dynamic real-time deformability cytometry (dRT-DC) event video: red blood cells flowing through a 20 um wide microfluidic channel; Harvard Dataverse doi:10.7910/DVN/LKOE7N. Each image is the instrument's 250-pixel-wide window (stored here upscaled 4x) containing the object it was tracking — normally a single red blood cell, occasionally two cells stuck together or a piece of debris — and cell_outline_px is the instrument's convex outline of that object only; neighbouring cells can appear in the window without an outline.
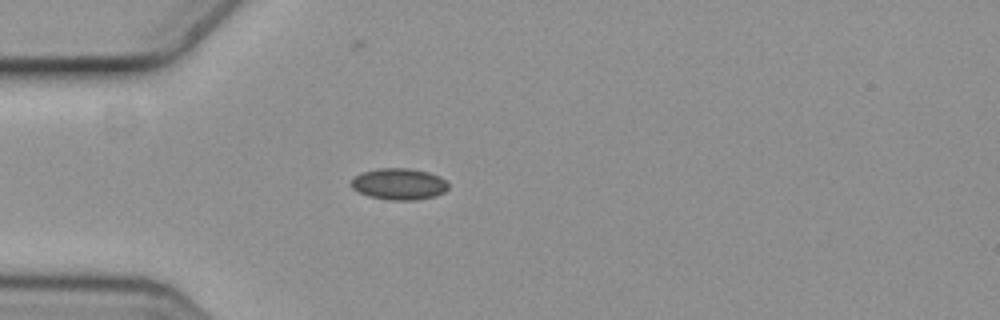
{"species": "common noctule bat (a hibernating species)", "species_latin": "Nyctalus noctula", "temperature_condition": "cold", "stored_images_in_passage": 1, "camera_frame_rate_fps": 3000, "um_per_image_px": 0.085, "animal": {"sex": "female", "body_mass_g": 19.3, "forearm_length_mm": 54.1}, "frame": {"image": 1, "passage_image": 1, "time_ms": 0.0, "image_size_px": [1000, 320], "cell_outline_px": [[448, 188], [444, 192], [436, 196], [416, 200], [388, 200], [368, 196], [352, 188], [352, 180], [356, 176], [364, 172], [380, 168], [412, 168], [428, 172], [440, 176], [448, 184]], "centroid_in_image_um": [33.95, 15.64], "position_along_channel_um": 51.0, "area_um2": 17.74}}